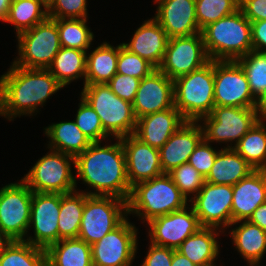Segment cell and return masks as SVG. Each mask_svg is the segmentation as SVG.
<instances>
[{"mask_svg":"<svg viewBox=\"0 0 266 266\" xmlns=\"http://www.w3.org/2000/svg\"><path fill=\"white\" fill-rule=\"evenodd\" d=\"M218 152L219 150L216 151L209 142L203 139L189 157L188 163L206 178L214 165Z\"/></svg>","mask_w":266,"mask_h":266,"instance_id":"7bdbcfd3","label":"cell"},{"mask_svg":"<svg viewBox=\"0 0 266 266\" xmlns=\"http://www.w3.org/2000/svg\"><path fill=\"white\" fill-rule=\"evenodd\" d=\"M252 171L254 168L234 148H221L205 181L233 186Z\"/></svg>","mask_w":266,"mask_h":266,"instance_id":"484cf974","label":"cell"},{"mask_svg":"<svg viewBox=\"0 0 266 266\" xmlns=\"http://www.w3.org/2000/svg\"><path fill=\"white\" fill-rule=\"evenodd\" d=\"M51 266H93L91 245L79 238L62 239L46 249Z\"/></svg>","mask_w":266,"mask_h":266,"instance_id":"f546056e","label":"cell"},{"mask_svg":"<svg viewBox=\"0 0 266 266\" xmlns=\"http://www.w3.org/2000/svg\"><path fill=\"white\" fill-rule=\"evenodd\" d=\"M233 228L231 226L238 225ZM231 232L233 245L250 266H260V261L266 253V231L248 220L233 222Z\"/></svg>","mask_w":266,"mask_h":266,"instance_id":"d4e9b609","label":"cell"},{"mask_svg":"<svg viewBox=\"0 0 266 266\" xmlns=\"http://www.w3.org/2000/svg\"><path fill=\"white\" fill-rule=\"evenodd\" d=\"M119 45L103 42L86 55L85 84H107L117 73Z\"/></svg>","mask_w":266,"mask_h":266,"instance_id":"f1b7e54d","label":"cell"},{"mask_svg":"<svg viewBox=\"0 0 266 266\" xmlns=\"http://www.w3.org/2000/svg\"><path fill=\"white\" fill-rule=\"evenodd\" d=\"M43 7V8H42ZM48 5L43 0L11 1L8 15L4 22L11 23L16 36L48 18Z\"/></svg>","mask_w":266,"mask_h":266,"instance_id":"836d02e7","label":"cell"},{"mask_svg":"<svg viewBox=\"0 0 266 266\" xmlns=\"http://www.w3.org/2000/svg\"><path fill=\"white\" fill-rule=\"evenodd\" d=\"M11 4V0H0V21L4 22Z\"/></svg>","mask_w":266,"mask_h":266,"instance_id":"f907efd6","label":"cell"},{"mask_svg":"<svg viewBox=\"0 0 266 266\" xmlns=\"http://www.w3.org/2000/svg\"><path fill=\"white\" fill-rule=\"evenodd\" d=\"M16 37L18 56L13 63L22 68L47 69L61 48L57 19L49 17Z\"/></svg>","mask_w":266,"mask_h":266,"instance_id":"30bf717a","label":"cell"},{"mask_svg":"<svg viewBox=\"0 0 266 266\" xmlns=\"http://www.w3.org/2000/svg\"><path fill=\"white\" fill-rule=\"evenodd\" d=\"M185 122L181 113L173 107L137 119L133 135L143 143L160 149Z\"/></svg>","mask_w":266,"mask_h":266,"instance_id":"7402d4cb","label":"cell"},{"mask_svg":"<svg viewBox=\"0 0 266 266\" xmlns=\"http://www.w3.org/2000/svg\"><path fill=\"white\" fill-rule=\"evenodd\" d=\"M44 129L45 135L50 139L48 149L73 157L83 153L92 143L77 127L75 121L52 123Z\"/></svg>","mask_w":266,"mask_h":266,"instance_id":"83f0119b","label":"cell"},{"mask_svg":"<svg viewBox=\"0 0 266 266\" xmlns=\"http://www.w3.org/2000/svg\"><path fill=\"white\" fill-rule=\"evenodd\" d=\"M61 197L60 193L33 192L29 229H34V237L27 235L24 241L43 249L58 242Z\"/></svg>","mask_w":266,"mask_h":266,"instance_id":"2e32d148","label":"cell"},{"mask_svg":"<svg viewBox=\"0 0 266 266\" xmlns=\"http://www.w3.org/2000/svg\"><path fill=\"white\" fill-rule=\"evenodd\" d=\"M156 68L139 55L130 52L122 43L119 44L117 59V73L129 75L138 79L148 76Z\"/></svg>","mask_w":266,"mask_h":266,"instance_id":"60d3db41","label":"cell"},{"mask_svg":"<svg viewBox=\"0 0 266 266\" xmlns=\"http://www.w3.org/2000/svg\"><path fill=\"white\" fill-rule=\"evenodd\" d=\"M188 206L190 205L147 222L150 242L176 250L189 236L201 228L193 208Z\"/></svg>","mask_w":266,"mask_h":266,"instance_id":"e0dca14e","label":"cell"},{"mask_svg":"<svg viewBox=\"0 0 266 266\" xmlns=\"http://www.w3.org/2000/svg\"><path fill=\"white\" fill-rule=\"evenodd\" d=\"M80 96L97 113L110 137L116 139L134 133L137 119L132 103L118 97L107 84H85Z\"/></svg>","mask_w":266,"mask_h":266,"instance_id":"8992f818","label":"cell"},{"mask_svg":"<svg viewBox=\"0 0 266 266\" xmlns=\"http://www.w3.org/2000/svg\"><path fill=\"white\" fill-rule=\"evenodd\" d=\"M201 33L206 53L213 61H236L253 50L251 22L240 8L209 24Z\"/></svg>","mask_w":266,"mask_h":266,"instance_id":"277c9868","label":"cell"},{"mask_svg":"<svg viewBox=\"0 0 266 266\" xmlns=\"http://www.w3.org/2000/svg\"><path fill=\"white\" fill-rule=\"evenodd\" d=\"M248 221L266 231V202L255 209Z\"/></svg>","mask_w":266,"mask_h":266,"instance_id":"c3c4849f","label":"cell"},{"mask_svg":"<svg viewBox=\"0 0 266 266\" xmlns=\"http://www.w3.org/2000/svg\"><path fill=\"white\" fill-rule=\"evenodd\" d=\"M233 186L204 183L201 190L190 199V205L201 227L224 229L232 224Z\"/></svg>","mask_w":266,"mask_h":266,"instance_id":"5bb4252c","label":"cell"},{"mask_svg":"<svg viewBox=\"0 0 266 266\" xmlns=\"http://www.w3.org/2000/svg\"><path fill=\"white\" fill-rule=\"evenodd\" d=\"M259 109L263 115H266V91L265 93L258 99Z\"/></svg>","mask_w":266,"mask_h":266,"instance_id":"f5cc1de1","label":"cell"},{"mask_svg":"<svg viewBox=\"0 0 266 266\" xmlns=\"http://www.w3.org/2000/svg\"><path fill=\"white\" fill-rule=\"evenodd\" d=\"M240 0H195L198 27L202 31L211 23L234 13L239 9Z\"/></svg>","mask_w":266,"mask_h":266,"instance_id":"74e56055","label":"cell"},{"mask_svg":"<svg viewBox=\"0 0 266 266\" xmlns=\"http://www.w3.org/2000/svg\"><path fill=\"white\" fill-rule=\"evenodd\" d=\"M204 266H217V265H216V263L212 262V263L204 265Z\"/></svg>","mask_w":266,"mask_h":266,"instance_id":"db71d44e","label":"cell"},{"mask_svg":"<svg viewBox=\"0 0 266 266\" xmlns=\"http://www.w3.org/2000/svg\"><path fill=\"white\" fill-rule=\"evenodd\" d=\"M44 266H51V265L46 262Z\"/></svg>","mask_w":266,"mask_h":266,"instance_id":"9f6ffc18","label":"cell"},{"mask_svg":"<svg viewBox=\"0 0 266 266\" xmlns=\"http://www.w3.org/2000/svg\"><path fill=\"white\" fill-rule=\"evenodd\" d=\"M174 250L150 242L147 255L141 266H171Z\"/></svg>","mask_w":266,"mask_h":266,"instance_id":"f6af8a7d","label":"cell"},{"mask_svg":"<svg viewBox=\"0 0 266 266\" xmlns=\"http://www.w3.org/2000/svg\"><path fill=\"white\" fill-rule=\"evenodd\" d=\"M253 50L266 53V20L251 22Z\"/></svg>","mask_w":266,"mask_h":266,"instance_id":"7dc6e473","label":"cell"},{"mask_svg":"<svg viewBox=\"0 0 266 266\" xmlns=\"http://www.w3.org/2000/svg\"><path fill=\"white\" fill-rule=\"evenodd\" d=\"M32 194L22 180L0 189V230L11 240H25L29 233Z\"/></svg>","mask_w":266,"mask_h":266,"instance_id":"8fae6325","label":"cell"},{"mask_svg":"<svg viewBox=\"0 0 266 266\" xmlns=\"http://www.w3.org/2000/svg\"><path fill=\"white\" fill-rule=\"evenodd\" d=\"M136 119L174 107V81L158 68L140 80L134 99Z\"/></svg>","mask_w":266,"mask_h":266,"instance_id":"ac0fdd59","label":"cell"},{"mask_svg":"<svg viewBox=\"0 0 266 266\" xmlns=\"http://www.w3.org/2000/svg\"><path fill=\"white\" fill-rule=\"evenodd\" d=\"M266 202V170H254L233 185L232 223L248 220Z\"/></svg>","mask_w":266,"mask_h":266,"instance_id":"cb8c5ba5","label":"cell"},{"mask_svg":"<svg viewBox=\"0 0 266 266\" xmlns=\"http://www.w3.org/2000/svg\"><path fill=\"white\" fill-rule=\"evenodd\" d=\"M265 120L266 115H263L234 147L254 170H266Z\"/></svg>","mask_w":266,"mask_h":266,"instance_id":"d6a6232c","label":"cell"},{"mask_svg":"<svg viewBox=\"0 0 266 266\" xmlns=\"http://www.w3.org/2000/svg\"><path fill=\"white\" fill-rule=\"evenodd\" d=\"M46 249L24 240H12L0 254V266H44Z\"/></svg>","mask_w":266,"mask_h":266,"instance_id":"e575fe53","label":"cell"},{"mask_svg":"<svg viewBox=\"0 0 266 266\" xmlns=\"http://www.w3.org/2000/svg\"><path fill=\"white\" fill-rule=\"evenodd\" d=\"M169 37L162 26L152 17L136 29L129 43L122 45L130 52L147 60L155 68L163 62Z\"/></svg>","mask_w":266,"mask_h":266,"instance_id":"603a6c76","label":"cell"},{"mask_svg":"<svg viewBox=\"0 0 266 266\" xmlns=\"http://www.w3.org/2000/svg\"><path fill=\"white\" fill-rule=\"evenodd\" d=\"M171 266H197V265H195L186 256L182 255L177 250H174Z\"/></svg>","mask_w":266,"mask_h":266,"instance_id":"681fc988","label":"cell"},{"mask_svg":"<svg viewBox=\"0 0 266 266\" xmlns=\"http://www.w3.org/2000/svg\"><path fill=\"white\" fill-rule=\"evenodd\" d=\"M153 17L169 38L201 33L195 11V0H158Z\"/></svg>","mask_w":266,"mask_h":266,"instance_id":"ffe728a7","label":"cell"},{"mask_svg":"<svg viewBox=\"0 0 266 266\" xmlns=\"http://www.w3.org/2000/svg\"><path fill=\"white\" fill-rule=\"evenodd\" d=\"M1 230H0V254L4 251L5 247L11 242Z\"/></svg>","mask_w":266,"mask_h":266,"instance_id":"816d5d0a","label":"cell"},{"mask_svg":"<svg viewBox=\"0 0 266 266\" xmlns=\"http://www.w3.org/2000/svg\"><path fill=\"white\" fill-rule=\"evenodd\" d=\"M126 157V173L130 186L163 173L159 149L143 143L133 134L121 138Z\"/></svg>","mask_w":266,"mask_h":266,"instance_id":"d6986e66","label":"cell"},{"mask_svg":"<svg viewBox=\"0 0 266 266\" xmlns=\"http://www.w3.org/2000/svg\"><path fill=\"white\" fill-rule=\"evenodd\" d=\"M89 195L82 191L62 194L58 218V241L78 238L85 199Z\"/></svg>","mask_w":266,"mask_h":266,"instance_id":"1f68e13d","label":"cell"},{"mask_svg":"<svg viewBox=\"0 0 266 266\" xmlns=\"http://www.w3.org/2000/svg\"><path fill=\"white\" fill-rule=\"evenodd\" d=\"M215 106L259 107L252 94L247 76L235 60L214 61Z\"/></svg>","mask_w":266,"mask_h":266,"instance_id":"7c38bea8","label":"cell"},{"mask_svg":"<svg viewBox=\"0 0 266 266\" xmlns=\"http://www.w3.org/2000/svg\"><path fill=\"white\" fill-rule=\"evenodd\" d=\"M262 116L259 107L214 106L210 115L203 117L199 123L203 122L201 126L207 142H226L228 146L224 148H234Z\"/></svg>","mask_w":266,"mask_h":266,"instance_id":"52a82bcc","label":"cell"},{"mask_svg":"<svg viewBox=\"0 0 266 266\" xmlns=\"http://www.w3.org/2000/svg\"><path fill=\"white\" fill-rule=\"evenodd\" d=\"M86 23L87 19H57L60 46L87 51L95 36Z\"/></svg>","mask_w":266,"mask_h":266,"instance_id":"d590c367","label":"cell"},{"mask_svg":"<svg viewBox=\"0 0 266 266\" xmlns=\"http://www.w3.org/2000/svg\"><path fill=\"white\" fill-rule=\"evenodd\" d=\"M140 79L116 73L107 83L111 91L121 99L130 103L134 102Z\"/></svg>","mask_w":266,"mask_h":266,"instance_id":"ee69618b","label":"cell"},{"mask_svg":"<svg viewBox=\"0 0 266 266\" xmlns=\"http://www.w3.org/2000/svg\"><path fill=\"white\" fill-rule=\"evenodd\" d=\"M77 127L90 139L91 142L110 140V136L104 131L101 120L91 105L82 97L75 115Z\"/></svg>","mask_w":266,"mask_h":266,"instance_id":"f35d334b","label":"cell"},{"mask_svg":"<svg viewBox=\"0 0 266 266\" xmlns=\"http://www.w3.org/2000/svg\"><path fill=\"white\" fill-rule=\"evenodd\" d=\"M128 217L101 240L91 245L93 266H132L137 253L136 226Z\"/></svg>","mask_w":266,"mask_h":266,"instance_id":"4fadbf2b","label":"cell"},{"mask_svg":"<svg viewBox=\"0 0 266 266\" xmlns=\"http://www.w3.org/2000/svg\"><path fill=\"white\" fill-rule=\"evenodd\" d=\"M214 102V61L174 80V107L186 121L210 115Z\"/></svg>","mask_w":266,"mask_h":266,"instance_id":"5b68a950","label":"cell"},{"mask_svg":"<svg viewBox=\"0 0 266 266\" xmlns=\"http://www.w3.org/2000/svg\"><path fill=\"white\" fill-rule=\"evenodd\" d=\"M86 55L87 51L61 47L47 69L63 87L79 78L85 85Z\"/></svg>","mask_w":266,"mask_h":266,"instance_id":"4dcf8cb0","label":"cell"},{"mask_svg":"<svg viewBox=\"0 0 266 266\" xmlns=\"http://www.w3.org/2000/svg\"><path fill=\"white\" fill-rule=\"evenodd\" d=\"M49 150L21 180L33 192L64 194L75 191V175L71 167L75 165V157Z\"/></svg>","mask_w":266,"mask_h":266,"instance_id":"9c48e42d","label":"cell"},{"mask_svg":"<svg viewBox=\"0 0 266 266\" xmlns=\"http://www.w3.org/2000/svg\"><path fill=\"white\" fill-rule=\"evenodd\" d=\"M128 216L127 201L116 196L89 195L85 199L78 238L92 245Z\"/></svg>","mask_w":266,"mask_h":266,"instance_id":"ba28073f","label":"cell"},{"mask_svg":"<svg viewBox=\"0 0 266 266\" xmlns=\"http://www.w3.org/2000/svg\"><path fill=\"white\" fill-rule=\"evenodd\" d=\"M47 5L51 2V0H43Z\"/></svg>","mask_w":266,"mask_h":266,"instance_id":"11a10c76","label":"cell"},{"mask_svg":"<svg viewBox=\"0 0 266 266\" xmlns=\"http://www.w3.org/2000/svg\"><path fill=\"white\" fill-rule=\"evenodd\" d=\"M189 200L174 184L172 177L164 173L150 180L132 186L127 201L128 214H136L144 222L179 211L185 208Z\"/></svg>","mask_w":266,"mask_h":266,"instance_id":"3957f363","label":"cell"},{"mask_svg":"<svg viewBox=\"0 0 266 266\" xmlns=\"http://www.w3.org/2000/svg\"><path fill=\"white\" fill-rule=\"evenodd\" d=\"M168 174L172 177L180 192L189 201L201 190L205 183V178L189 163H184L174 168Z\"/></svg>","mask_w":266,"mask_h":266,"instance_id":"ab89813d","label":"cell"},{"mask_svg":"<svg viewBox=\"0 0 266 266\" xmlns=\"http://www.w3.org/2000/svg\"><path fill=\"white\" fill-rule=\"evenodd\" d=\"M203 139V128L199 122L186 121L159 149L163 173L188 163L189 157Z\"/></svg>","mask_w":266,"mask_h":266,"instance_id":"44dd1931","label":"cell"},{"mask_svg":"<svg viewBox=\"0 0 266 266\" xmlns=\"http://www.w3.org/2000/svg\"><path fill=\"white\" fill-rule=\"evenodd\" d=\"M219 230L212 227H201L176 250L197 266L210 264L218 259L220 252V244L216 238L223 231Z\"/></svg>","mask_w":266,"mask_h":266,"instance_id":"4316f807","label":"cell"},{"mask_svg":"<svg viewBox=\"0 0 266 266\" xmlns=\"http://www.w3.org/2000/svg\"><path fill=\"white\" fill-rule=\"evenodd\" d=\"M51 19H87V0H51L48 4Z\"/></svg>","mask_w":266,"mask_h":266,"instance_id":"b9f144b4","label":"cell"},{"mask_svg":"<svg viewBox=\"0 0 266 266\" xmlns=\"http://www.w3.org/2000/svg\"><path fill=\"white\" fill-rule=\"evenodd\" d=\"M239 8L250 22L266 20V0H240Z\"/></svg>","mask_w":266,"mask_h":266,"instance_id":"bcb514c9","label":"cell"},{"mask_svg":"<svg viewBox=\"0 0 266 266\" xmlns=\"http://www.w3.org/2000/svg\"><path fill=\"white\" fill-rule=\"evenodd\" d=\"M116 143L101 145L102 142H92L91 145L75 157L77 179L87 184L94 191L88 195L116 196L128 201L131 189L126 173V157L121 138Z\"/></svg>","mask_w":266,"mask_h":266,"instance_id":"6da1fadb","label":"cell"},{"mask_svg":"<svg viewBox=\"0 0 266 266\" xmlns=\"http://www.w3.org/2000/svg\"><path fill=\"white\" fill-rule=\"evenodd\" d=\"M61 88L48 69L22 68L12 62L0 77V116L10 121L21 115L34 116Z\"/></svg>","mask_w":266,"mask_h":266,"instance_id":"7a4b0ae2","label":"cell"},{"mask_svg":"<svg viewBox=\"0 0 266 266\" xmlns=\"http://www.w3.org/2000/svg\"><path fill=\"white\" fill-rule=\"evenodd\" d=\"M210 61L202 33L169 38L164 59L158 68L173 81L195 71Z\"/></svg>","mask_w":266,"mask_h":266,"instance_id":"9a60e30c","label":"cell"},{"mask_svg":"<svg viewBox=\"0 0 266 266\" xmlns=\"http://www.w3.org/2000/svg\"><path fill=\"white\" fill-rule=\"evenodd\" d=\"M236 61L247 76L252 94L259 99L266 91V53L251 50Z\"/></svg>","mask_w":266,"mask_h":266,"instance_id":"8d00e7d4","label":"cell"}]
</instances>
